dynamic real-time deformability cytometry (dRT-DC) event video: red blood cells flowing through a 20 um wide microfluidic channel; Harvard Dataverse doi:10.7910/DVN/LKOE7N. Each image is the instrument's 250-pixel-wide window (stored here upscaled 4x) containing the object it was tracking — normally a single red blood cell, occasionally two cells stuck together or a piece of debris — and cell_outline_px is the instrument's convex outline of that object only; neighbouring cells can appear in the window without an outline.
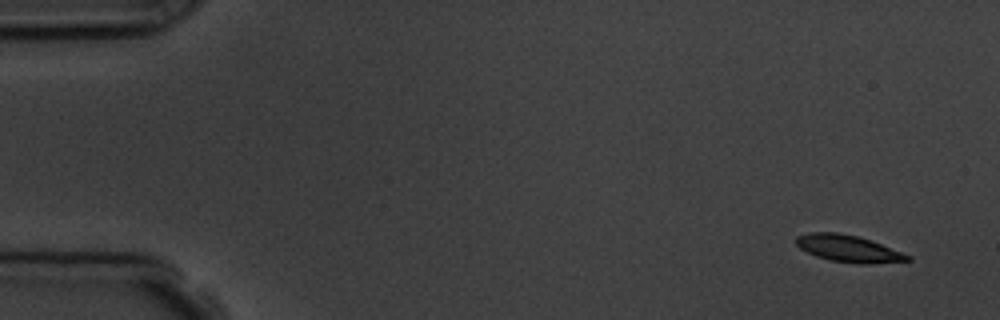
{"species": "common noctule bat (a hibernating species)", "species_latin": "Nyctalus noctula", "temperature_condition": "room temperature", "stored_images_in_passage": 4, "camera_frame_rate_fps": 3000, "um_per_image_px": 0.085, "animal": {"sex": "male", "body_mass_g": 19.5, "forearm_length_mm": 54.6}, "frame": {"image": 1, "passage_image": 1, "time_ms": 0.0, "image_size_px": [1000, 320], "cell_outline_px": [[912, 260], [868, 264], [860, 264], [828, 260], [816, 256], [800, 248], [796, 244], [796, 236], [808, 232], [840, 232], [856, 236], [880, 244], [912, 256]], "centroid_in_image_um": [72.08, 21.13], "position_along_channel_um": 12.9, "area_um2": 17.34}}